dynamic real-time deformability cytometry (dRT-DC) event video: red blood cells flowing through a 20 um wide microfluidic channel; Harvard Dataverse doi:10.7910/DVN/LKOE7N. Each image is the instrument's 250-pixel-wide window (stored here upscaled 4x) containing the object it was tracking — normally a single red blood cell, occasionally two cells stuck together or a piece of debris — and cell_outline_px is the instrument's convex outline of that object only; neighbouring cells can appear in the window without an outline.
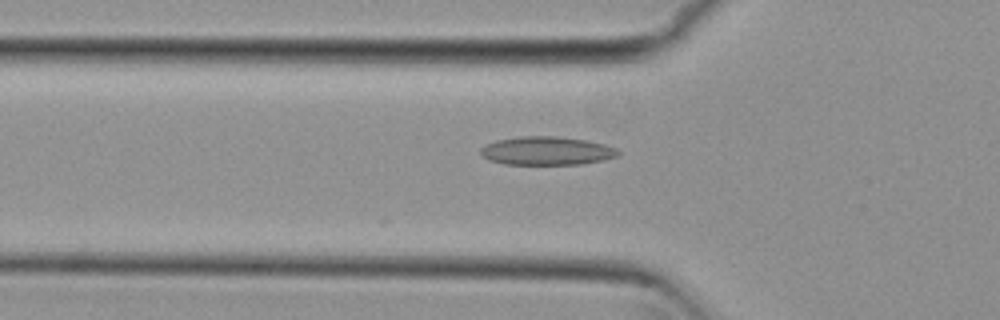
{"species": "common noctule bat (a hibernating species)", "species_latin": "Nyctalus noctula", "temperature_condition": "cold", "stored_images_in_passage": 54, "camera_frame_rate_fps": 3000, "um_per_image_px": 0.085, "animal": {"sex": "female", "body_mass_g": 29.2, "forearm_length_mm": 56.3}, "frame": {"image": 1, "passage_image": 18, "time_ms": 5.667, "image_size_px": [1000, 320], "cell_outline_px": [[620, 156], [604, 160], [580, 164], [504, 164], [488, 160], [480, 156], [480, 148], [496, 140], [520, 136], [556, 136], [588, 140], [604, 144], [616, 148], [620, 152]], "centroid_in_image_um": [46.48, 12.82], "position_along_channel_um": 79.3, "area_um2": 23.0}}
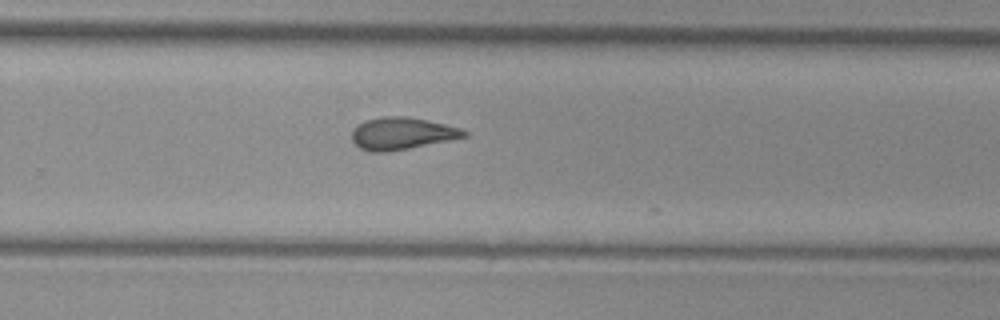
{"frame": {"image": 2, "passage_image": 35, "time_ms": 11.333, "image_size_px": [1000, 320], "cell_outline_px": [[468, 136], [388, 152], [368, 152], [360, 148], [352, 140], [352, 128], [364, 120], [380, 116], [408, 116], [444, 124], [460, 128], [468, 132]], "centroid_in_image_um": [34.11, 11.33], "position_along_channel_um": 295.7, "area_um2": 21.04}}
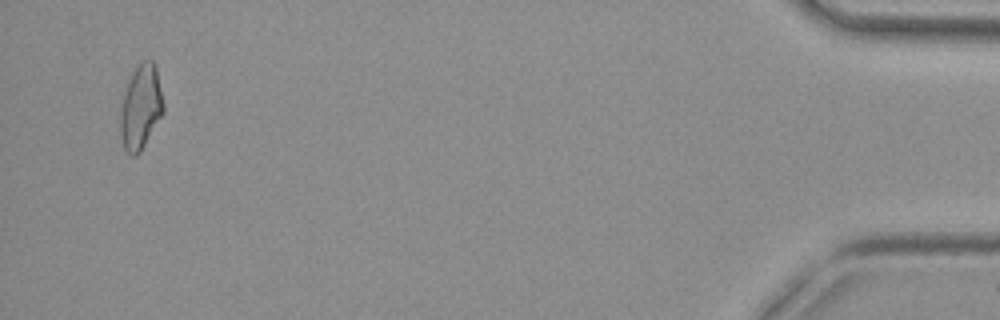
{"frame": {"image": 3, "passage_image": 52, "time_ms": 17.0, "image_size_px": [1000, 320], "cell_outline_px": [[164, 112], [140, 152], [136, 156], [132, 156], [124, 148], [120, 136], [120, 112], [124, 92], [128, 80], [132, 72], [140, 60], [152, 60], [156, 64], [164, 104]], "centroid_in_image_um": [11.97, 9.07], "position_along_channel_um": 423.2, "area_um2": 21.44}, "authors_computed_cell_mechanics": {"area_um2": 21.1548, "velocity_mm_per_s": 3.8156, "shape_relaxation_time_tau1_ms": null, "shape_relaxation_time_tau2_ms": 2.6851, "deformation_change_tau1": null, "deformation_change_tau2": 0.09}}